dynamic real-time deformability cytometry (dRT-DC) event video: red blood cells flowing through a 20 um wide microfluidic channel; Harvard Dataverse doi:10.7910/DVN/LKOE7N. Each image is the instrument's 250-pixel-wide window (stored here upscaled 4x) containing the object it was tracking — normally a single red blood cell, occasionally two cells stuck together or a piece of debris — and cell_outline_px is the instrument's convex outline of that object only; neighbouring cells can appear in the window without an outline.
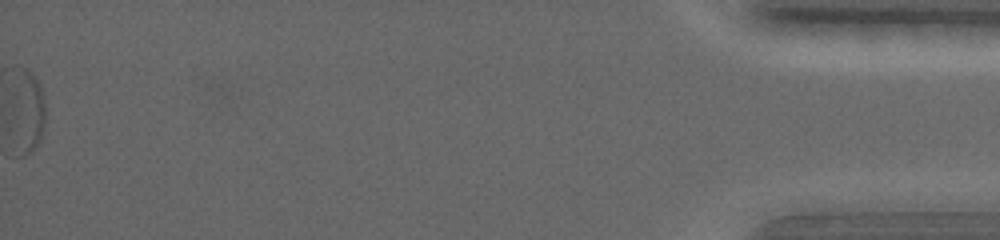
{"species": "common noctule bat (a hibernating species)", "species_latin": "Nyctalus noctula", "temperature_condition": "warm", "stored_images_in_passage": 46, "segment_of_instrument_passage": [2, 2], "camera_frame_rate_fps": 5000, "um_per_image_px": 0.085, "animal": {"sex": "female", "body_mass_g": 19.0, "forearm_length_mm": 56.7}, "frame": {"image": 1, "passage_image": 46, "time_ms": 19.2, "image_size_px": [1000, 240], "cell_outline_px": [[44, 128], [36, 144], [24, 156], [20, 156], [16, 68], [16, 64], [20, 64], [28, 68], [36, 76], [44, 92]], "centroid_in_image_um": [2.49, 9.24], "position_along_channel_um": 432.7, "area_um2": 13.93}}